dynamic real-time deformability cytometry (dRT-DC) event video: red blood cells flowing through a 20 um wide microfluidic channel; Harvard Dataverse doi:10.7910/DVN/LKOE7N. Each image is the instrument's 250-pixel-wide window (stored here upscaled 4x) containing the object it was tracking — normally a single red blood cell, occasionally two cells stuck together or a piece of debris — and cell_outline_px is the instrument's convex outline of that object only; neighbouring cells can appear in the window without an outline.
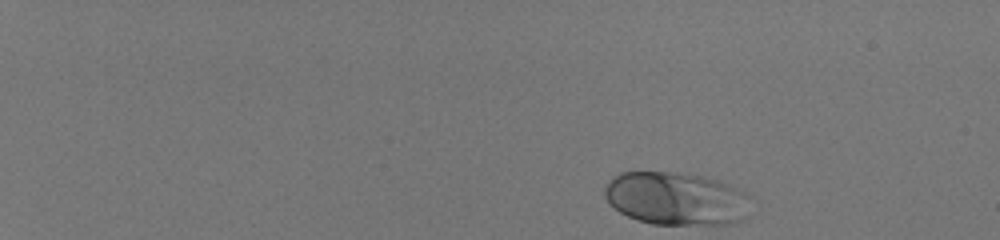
{"species": "human", "species_latin": "Homo sapiens", "temperature_condition": "room temperature", "stored_images_in_passage": 46, "camera_frame_rate_fps": 3000, "um_per_image_px": 0.085, "donor": {"sex": "male"}, "frame": {"image": 1, "passage_image": 1, "time_ms": 0.0, "image_size_px": [1000, 240], "cell_outline_px": [[748, 196], [736, 220], [732, 224], [652, 224], [636, 220], [620, 212], [608, 204], [604, 196], [604, 188], [620, 172], [676, 172], [700, 176], [720, 180], [736, 188]], "centroid_in_image_um": [57.32, 16.86], "position_along_channel_um": 27.7, "area_um2": 44.16}}
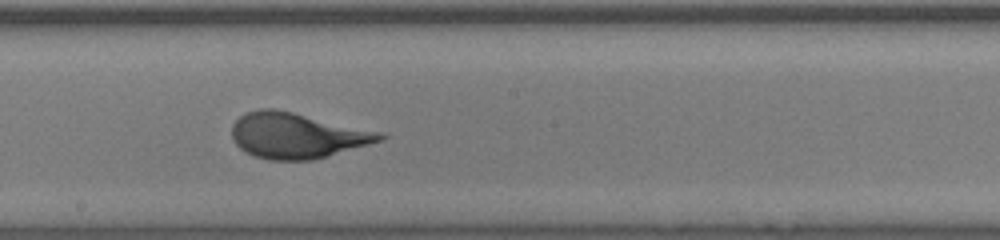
{"frame": {"image": 2, "passage_image": 27, "time_ms": 8.667, "image_size_px": [1000, 240], "cell_outline_px": [[388, 136], [384, 140], [312, 160], [268, 160], [252, 156], [240, 148], [232, 140], [232, 124], [244, 112], [260, 108], [272, 108], [292, 112], [384, 132]], "centroid_in_image_um": [25.24, 11.52], "position_along_channel_um": 223.0, "area_um2": 39.48}}
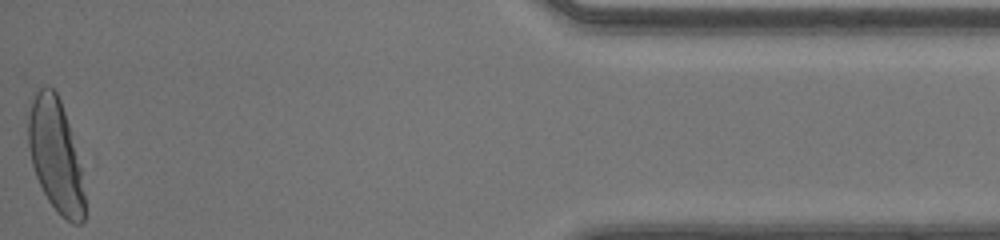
{"frame": {"image": 3, "passage_image": 46, "time_ms": 15.0, "image_size_px": [1000, 240], "cell_outline_px": [[84, 220], [80, 224], [72, 224], [48, 200], [36, 176], [32, 164], [28, 148], [28, 116], [32, 100], [36, 92], [40, 88], [52, 88], [56, 92], [60, 100], [68, 124], [80, 168], [84, 196]], "centroid_in_image_um": [4.7, 13.21], "position_along_channel_um": 430.5, "area_um2": 35.95}}